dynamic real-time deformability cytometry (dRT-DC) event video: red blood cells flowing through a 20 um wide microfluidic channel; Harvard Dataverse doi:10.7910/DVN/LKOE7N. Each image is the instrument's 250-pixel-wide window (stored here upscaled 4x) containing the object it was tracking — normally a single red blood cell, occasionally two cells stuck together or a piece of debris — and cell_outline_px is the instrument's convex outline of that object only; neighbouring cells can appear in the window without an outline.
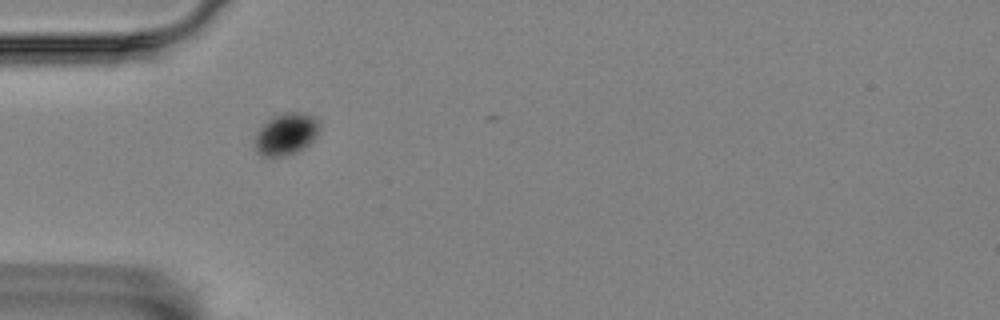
{"species": "Egyptian fruit bat (a non-hibernating species)", "species_latin": "Rousettus aegyptiacus", "temperature_condition": "room temperature", "stored_images_in_passage": 2, "camera_frame_rate_fps": 3000, "um_per_image_px": 0.085, "animal": {"sex": "female"}, "frame": {"image": 1, "passage_image": 1, "time_ms": 0.0, "image_size_px": [1000, 320], "cell_outline_px": [[320, 132], [300, 152], [272, 160], [260, 156], [256, 152], [252, 140], [252, 136], [264, 120], [280, 112], [304, 112], [316, 116], [320, 120]], "centroid_in_image_um": [24.25, 11.41], "position_along_channel_um": 60.7, "area_um2": 17.22}}